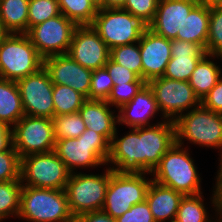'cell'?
Segmentation results:
<instances>
[{
	"mask_svg": "<svg viewBox=\"0 0 222 222\" xmlns=\"http://www.w3.org/2000/svg\"><path fill=\"white\" fill-rule=\"evenodd\" d=\"M12 145V128L0 122V151L7 150Z\"/></svg>",
	"mask_w": 222,
	"mask_h": 222,
	"instance_id": "45",
	"label": "cell"
},
{
	"mask_svg": "<svg viewBox=\"0 0 222 222\" xmlns=\"http://www.w3.org/2000/svg\"><path fill=\"white\" fill-rule=\"evenodd\" d=\"M174 123L176 142L182 147L187 139L191 144L220 149L222 157V114L200 104L180 115Z\"/></svg>",
	"mask_w": 222,
	"mask_h": 222,
	"instance_id": "4",
	"label": "cell"
},
{
	"mask_svg": "<svg viewBox=\"0 0 222 222\" xmlns=\"http://www.w3.org/2000/svg\"><path fill=\"white\" fill-rule=\"evenodd\" d=\"M9 34L10 32L4 27L2 21L0 20V45Z\"/></svg>",
	"mask_w": 222,
	"mask_h": 222,
	"instance_id": "48",
	"label": "cell"
},
{
	"mask_svg": "<svg viewBox=\"0 0 222 222\" xmlns=\"http://www.w3.org/2000/svg\"><path fill=\"white\" fill-rule=\"evenodd\" d=\"M85 68L95 70L105 66L110 49L91 25L77 26L67 53Z\"/></svg>",
	"mask_w": 222,
	"mask_h": 222,
	"instance_id": "15",
	"label": "cell"
},
{
	"mask_svg": "<svg viewBox=\"0 0 222 222\" xmlns=\"http://www.w3.org/2000/svg\"><path fill=\"white\" fill-rule=\"evenodd\" d=\"M98 8H102V0H91Z\"/></svg>",
	"mask_w": 222,
	"mask_h": 222,
	"instance_id": "49",
	"label": "cell"
},
{
	"mask_svg": "<svg viewBox=\"0 0 222 222\" xmlns=\"http://www.w3.org/2000/svg\"><path fill=\"white\" fill-rule=\"evenodd\" d=\"M146 82H131L114 85L110 96L106 100L112 107L119 109L130 102Z\"/></svg>",
	"mask_w": 222,
	"mask_h": 222,
	"instance_id": "38",
	"label": "cell"
},
{
	"mask_svg": "<svg viewBox=\"0 0 222 222\" xmlns=\"http://www.w3.org/2000/svg\"><path fill=\"white\" fill-rule=\"evenodd\" d=\"M140 139L141 172L151 173L176 142L175 123L162 120L155 125L140 127Z\"/></svg>",
	"mask_w": 222,
	"mask_h": 222,
	"instance_id": "14",
	"label": "cell"
},
{
	"mask_svg": "<svg viewBox=\"0 0 222 222\" xmlns=\"http://www.w3.org/2000/svg\"><path fill=\"white\" fill-rule=\"evenodd\" d=\"M60 12L77 26L92 25L98 7L91 0H57Z\"/></svg>",
	"mask_w": 222,
	"mask_h": 222,
	"instance_id": "28",
	"label": "cell"
},
{
	"mask_svg": "<svg viewBox=\"0 0 222 222\" xmlns=\"http://www.w3.org/2000/svg\"><path fill=\"white\" fill-rule=\"evenodd\" d=\"M106 100L86 99L79 114L86 128L101 134L109 143L116 132L118 117Z\"/></svg>",
	"mask_w": 222,
	"mask_h": 222,
	"instance_id": "22",
	"label": "cell"
},
{
	"mask_svg": "<svg viewBox=\"0 0 222 222\" xmlns=\"http://www.w3.org/2000/svg\"><path fill=\"white\" fill-rule=\"evenodd\" d=\"M21 180V158L13 145L0 151V182Z\"/></svg>",
	"mask_w": 222,
	"mask_h": 222,
	"instance_id": "36",
	"label": "cell"
},
{
	"mask_svg": "<svg viewBox=\"0 0 222 222\" xmlns=\"http://www.w3.org/2000/svg\"><path fill=\"white\" fill-rule=\"evenodd\" d=\"M158 3L159 0H126L122 9L150 24L156 14Z\"/></svg>",
	"mask_w": 222,
	"mask_h": 222,
	"instance_id": "39",
	"label": "cell"
},
{
	"mask_svg": "<svg viewBox=\"0 0 222 222\" xmlns=\"http://www.w3.org/2000/svg\"><path fill=\"white\" fill-rule=\"evenodd\" d=\"M139 48L142 61V79L148 81L162 77L171 56V40L148 29L141 35Z\"/></svg>",
	"mask_w": 222,
	"mask_h": 222,
	"instance_id": "17",
	"label": "cell"
},
{
	"mask_svg": "<svg viewBox=\"0 0 222 222\" xmlns=\"http://www.w3.org/2000/svg\"><path fill=\"white\" fill-rule=\"evenodd\" d=\"M16 83L25 115L49 119L54 117L53 82L44 67Z\"/></svg>",
	"mask_w": 222,
	"mask_h": 222,
	"instance_id": "13",
	"label": "cell"
},
{
	"mask_svg": "<svg viewBox=\"0 0 222 222\" xmlns=\"http://www.w3.org/2000/svg\"><path fill=\"white\" fill-rule=\"evenodd\" d=\"M104 67L107 69L109 75L111 76L114 85L131 82H145L143 79L139 78L134 72L114 62L111 58H109L108 62L105 64Z\"/></svg>",
	"mask_w": 222,
	"mask_h": 222,
	"instance_id": "40",
	"label": "cell"
},
{
	"mask_svg": "<svg viewBox=\"0 0 222 222\" xmlns=\"http://www.w3.org/2000/svg\"><path fill=\"white\" fill-rule=\"evenodd\" d=\"M43 58L26 33H10L0 45V78L17 81L38 72Z\"/></svg>",
	"mask_w": 222,
	"mask_h": 222,
	"instance_id": "6",
	"label": "cell"
},
{
	"mask_svg": "<svg viewBox=\"0 0 222 222\" xmlns=\"http://www.w3.org/2000/svg\"><path fill=\"white\" fill-rule=\"evenodd\" d=\"M60 14L61 12L57 0H29L28 30Z\"/></svg>",
	"mask_w": 222,
	"mask_h": 222,
	"instance_id": "35",
	"label": "cell"
},
{
	"mask_svg": "<svg viewBox=\"0 0 222 222\" xmlns=\"http://www.w3.org/2000/svg\"><path fill=\"white\" fill-rule=\"evenodd\" d=\"M199 4L207 7H220L222 6V0H197Z\"/></svg>",
	"mask_w": 222,
	"mask_h": 222,
	"instance_id": "47",
	"label": "cell"
},
{
	"mask_svg": "<svg viewBox=\"0 0 222 222\" xmlns=\"http://www.w3.org/2000/svg\"><path fill=\"white\" fill-rule=\"evenodd\" d=\"M77 25L62 13L31 27L27 32L39 55L45 59L67 54Z\"/></svg>",
	"mask_w": 222,
	"mask_h": 222,
	"instance_id": "12",
	"label": "cell"
},
{
	"mask_svg": "<svg viewBox=\"0 0 222 222\" xmlns=\"http://www.w3.org/2000/svg\"><path fill=\"white\" fill-rule=\"evenodd\" d=\"M126 0H102V8H122Z\"/></svg>",
	"mask_w": 222,
	"mask_h": 222,
	"instance_id": "46",
	"label": "cell"
},
{
	"mask_svg": "<svg viewBox=\"0 0 222 222\" xmlns=\"http://www.w3.org/2000/svg\"><path fill=\"white\" fill-rule=\"evenodd\" d=\"M197 4V0H159L149 29L166 39H176L182 35L184 20Z\"/></svg>",
	"mask_w": 222,
	"mask_h": 222,
	"instance_id": "18",
	"label": "cell"
},
{
	"mask_svg": "<svg viewBox=\"0 0 222 222\" xmlns=\"http://www.w3.org/2000/svg\"><path fill=\"white\" fill-rule=\"evenodd\" d=\"M184 195L172 188L151 181L146 202L156 222H174Z\"/></svg>",
	"mask_w": 222,
	"mask_h": 222,
	"instance_id": "23",
	"label": "cell"
},
{
	"mask_svg": "<svg viewBox=\"0 0 222 222\" xmlns=\"http://www.w3.org/2000/svg\"><path fill=\"white\" fill-rule=\"evenodd\" d=\"M151 88L163 120L175 121L185 111L201 104L188 81H180L164 76L147 82Z\"/></svg>",
	"mask_w": 222,
	"mask_h": 222,
	"instance_id": "10",
	"label": "cell"
},
{
	"mask_svg": "<svg viewBox=\"0 0 222 222\" xmlns=\"http://www.w3.org/2000/svg\"><path fill=\"white\" fill-rule=\"evenodd\" d=\"M181 147L177 142L173 144L151 172L154 177L152 180L184 196L200 194L202 178L188 153V148Z\"/></svg>",
	"mask_w": 222,
	"mask_h": 222,
	"instance_id": "1",
	"label": "cell"
},
{
	"mask_svg": "<svg viewBox=\"0 0 222 222\" xmlns=\"http://www.w3.org/2000/svg\"><path fill=\"white\" fill-rule=\"evenodd\" d=\"M55 140L54 152L71 173L76 168L104 166L108 160L110 143L94 130L86 128L78 138Z\"/></svg>",
	"mask_w": 222,
	"mask_h": 222,
	"instance_id": "3",
	"label": "cell"
},
{
	"mask_svg": "<svg viewBox=\"0 0 222 222\" xmlns=\"http://www.w3.org/2000/svg\"><path fill=\"white\" fill-rule=\"evenodd\" d=\"M202 194L183 196L174 222H216L209 219Z\"/></svg>",
	"mask_w": 222,
	"mask_h": 222,
	"instance_id": "30",
	"label": "cell"
},
{
	"mask_svg": "<svg viewBox=\"0 0 222 222\" xmlns=\"http://www.w3.org/2000/svg\"><path fill=\"white\" fill-rule=\"evenodd\" d=\"M28 222H75L65 190L22 186L18 214Z\"/></svg>",
	"mask_w": 222,
	"mask_h": 222,
	"instance_id": "2",
	"label": "cell"
},
{
	"mask_svg": "<svg viewBox=\"0 0 222 222\" xmlns=\"http://www.w3.org/2000/svg\"><path fill=\"white\" fill-rule=\"evenodd\" d=\"M117 110H119L118 124H125L130 128L151 126L150 119L160 111L154 94L147 83L130 102Z\"/></svg>",
	"mask_w": 222,
	"mask_h": 222,
	"instance_id": "21",
	"label": "cell"
},
{
	"mask_svg": "<svg viewBox=\"0 0 222 222\" xmlns=\"http://www.w3.org/2000/svg\"><path fill=\"white\" fill-rule=\"evenodd\" d=\"M75 222H116V219L103 210H96L80 214L75 218Z\"/></svg>",
	"mask_w": 222,
	"mask_h": 222,
	"instance_id": "44",
	"label": "cell"
},
{
	"mask_svg": "<svg viewBox=\"0 0 222 222\" xmlns=\"http://www.w3.org/2000/svg\"><path fill=\"white\" fill-rule=\"evenodd\" d=\"M214 56L206 54L196 65L188 82L201 101L222 77V69L210 60Z\"/></svg>",
	"mask_w": 222,
	"mask_h": 222,
	"instance_id": "26",
	"label": "cell"
},
{
	"mask_svg": "<svg viewBox=\"0 0 222 222\" xmlns=\"http://www.w3.org/2000/svg\"><path fill=\"white\" fill-rule=\"evenodd\" d=\"M110 167L101 175L71 173L65 187L69 208L76 218L80 214L102 210L111 174Z\"/></svg>",
	"mask_w": 222,
	"mask_h": 222,
	"instance_id": "8",
	"label": "cell"
},
{
	"mask_svg": "<svg viewBox=\"0 0 222 222\" xmlns=\"http://www.w3.org/2000/svg\"><path fill=\"white\" fill-rule=\"evenodd\" d=\"M206 53L222 60V6L210 7Z\"/></svg>",
	"mask_w": 222,
	"mask_h": 222,
	"instance_id": "34",
	"label": "cell"
},
{
	"mask_svg": "<svg viewBox=\"0 0 222 222\" xmlns=\"http://www.w3.org/2000/svg\"><path fill=\"white\" fill-rule=\"evenodd\" d=\"M147 172H116L109 179L105 202L102 208L114 219L138 203L146 200V194L152 179L145 177Z\"/></svg>",
	"mask_w": 222,
	"mask_h": 222,
	"instance_id": "7",
	"label": "cell"
},
{
	"mask_svg": "<svg viewBox=\"0 0 222 222\" xmlns=\"http://www.w3.org/2000/svg\"><path fill=\"white\" fill-rule=\"evenodd\" d=\"M86 98L69 86L53 84L54 116L76 113Z\"/></svg>",
	"mask_w": 222,
	"mask_h": 222,
	"instance_id": "29",
	"label": "cell"
},
{
	"mask_svg": "<svg viewBox=\"0 0 222 222\" xmlns=\"http://www.w3.org/2000/svg\"><path fill=\"white\" fill-rule=\"evenodd\" d=\"M29 0H0V20L10 33L28 31Z\"/></svg>",
	"mask_w": 222,
	"mask_h": 222,
	"instance_id": "27",
	"label": "cell"
},
{
	"mask_svg": "<svg viewBox=\"0 0 222 222\" xmlns=\"http://www.w3.org/2000/svg\"><path fill=\"white\" fill-rule=\"evenodd\" d=\"M13 148L20 158L30 154L49 153L55 149L53 120L24 115L12 127Z\"/></svg>",
	"mask_w": 222,
	"mask_h": 222,
	"instance_id": "11",
	"label": "cell"
},
{
	"mask_svg": "<svg viewBox=\"0 0 222 222\" xmlns=\"http://www.w3.org/2000/svg\"><path fill=\"white\" fill-rule=\"evenodd\" d=\"M117 129L110 142V153L106 165L116 172H141L140 127L118 138Z\"/></svg>",
	"mask_w": 222,
	"mask_h": 222,
	"instance_id": "19",
	"label": "cell"
},
{
	"mask_svg": "<svg viewBox=\"0 0 222 222\" xmlns=\"http://www.w3.org/2000/svg\"><path fill=\"white\" fill-rule=\"evenodd\" d=\"M219 164L220 165L216 176V184L215 188H213L214 194L212 195L211 201L212 206H214L213 208L216 210L215 212H217V218L222 220V157Z\"/></svg>",
	"mask_w": 222,
	"mask_h": 222,
	"instance_id": "43",
	"label": "cell"
},
{
	"mask_svg": "<svg viewBox=\"0 0 222 222\" xmlns=\"http://www.w3.org/2000/svg\"><path fill=\"white\" fill-rule=\"evenodd\" d=\"M70 175L71 172L54 151L21 158L23 186L65 190Z\"/></svg>",
	"mask_w": 222,
	"mask_h": 222,
	"instance_id": "9",
	"label": "cell"
},
{
	"mask_svg": "<svg viewBox=\"0 0 222 222\" xmlns=\"http://www.w3.org/2000/svg\"><path fill=\"white\" fill-rule=\"evenodd\" d=\"M111 50L140 41L149 24L122 8H99L91 25Z\"/></svg>",
	"mask_w": 222,
	"mask_h": 222,
	"instance_id": "5",
	"label": "cell"
},
{
	"mask_svg": "<svg viewBox=\"0 0 222 222\" xmlns=\"http://www.w3.org/2000/svg\"><path fill=\"white\" fill-rule=\"evenodd\" d=\"M43 67L53 84L69 86L89 99L93 70L83 67L68 54L43 59Z\"/></svg>",
	"mask_w": 222,
	"mask_h": 222,
	"instance_id": "16",
	"label": "cell"
},
{
	"mask_svg": "<svg viewBox=\"0 0 222 222\" xmlns=\"http://www.w3.org/2000/svg\"><path fill=\"white\" fill-rule=\"evenodd\" d=\"M110 58L121 66L128 68L142 79V61L139 42L112 48L110 50Z\"/></svg>",
	"mask_w": 222,
	"mask_h": 222,
	"instance_id": "32",
	"label": "cell"
},
{
	"mask_svg": "<svg viewBox=\"0 0 222 222\" xmlns=\"http://www.w3.org/2000/svg\"><path fill=\"white\" fill-rule=\"evenodd\" d=\"M52 120L55 139L78 138L86 130L79 112L54 116Z\"/></svg>",
	"mask_w": 222,
	"mask_h": 222,
	"instance_id": "33",
	"label": "cell"
},
{
	"mask_svg": "<svg viewBox=\"0 0 222 222\" xmlns=\"http://www.w3.org/2000/svg\"><path fill=\"white\" fill-rule=\"evenodd\" d=\"M22 186L21 180L0 182V222L11 215L18 218Z\"/></svg>",
	"mask_w": 222,
	"mask_h": 222,
	"instance_id": "31",
	"label": "cell"
},
{
	"mask_svg": "<svg viewBox=\"0 0 222 222\" xmlns=\"http://www.w3.org/2000/svg\"><path fill=\"white\" fill-rule=\"evenodd\" d=\"M209 21L210 7L198 3L185 18L182 35H177L176 39L196 43L206 51Z\"/></svg>",
	"mask_w": 222,
	"mask_h": 222,
	"instance_id": "24",
	"label": "cell"
},
{
	"mask_svg": "<svg viewBox=\"0 0 222 222\" xmlns=\"http://www.w3.org/2000/svg\"><path fill=\"white\" fill-rule=\"evenodd\" d=\"M24 115L16 81L0 78V122L13 127Z\"/></svg>",
	"mask_w": 222,
	"mask_h": 222,
	"instance_id": "25",
	"label": "cell"
},
{
	"mask_svg": "<svg viewBox=\"0 0 222 222\" xmlns=\"http://www.w3.org/2000/svg\"><path fill=\"white\" fill-rule=\"evenodd\" d=\"M113 86L112 78L105 67L93 70L89 99L107 100Z\"/></svg>",
	"mask_w": 222,
	"mask_h": 222,
	"instance_id": "37",
	"label": "cell"
},
{
	"mask_svg": "<svg viewBox=\"0 0 222 222\" xmlns=\"http://www.w3.org/2000/svg\"><path fill=\"white\" fill-rule=\"evenodd\" d=\"M116 222H156L150 211L148 203L145 201L133 205L130 210L122 216L116 218Z\"/></svg>",
	"mask_w": 222,
	"mask_h": 222,
	"instance_id": "41",
	"label": "cell"
},
{
	"mask_svg": "<svg viewBox=\"0 0 222 222\" xmlns=\"http://www.w3.org/2000/svg\"><path fill=\"white\" fill-rule=\"evenodd\" d=\"M206 54V51L196 43L172 39V58L163 76L173 80L188 81L196 65Z\"/></svg>",
	"mask_w": 222,
	"mask_h": 222,
	"instance_id": "20",
	"label": "cell"
},
{
	"mask_svg": "<svg viewBox=\"0 0 222 222\" xmlns=\"http://www.w3.org/2000/svg\"><path fill=\"white\" fill-rule=\"evenodd\" d=\"M201 104L215 113L222 114V77L201 100Z\"/></svg>",
	"mask_w": 222,
	"mask_h": 222,
	"instance_id": "42",
	"label": "cell"
}]
</instances>
